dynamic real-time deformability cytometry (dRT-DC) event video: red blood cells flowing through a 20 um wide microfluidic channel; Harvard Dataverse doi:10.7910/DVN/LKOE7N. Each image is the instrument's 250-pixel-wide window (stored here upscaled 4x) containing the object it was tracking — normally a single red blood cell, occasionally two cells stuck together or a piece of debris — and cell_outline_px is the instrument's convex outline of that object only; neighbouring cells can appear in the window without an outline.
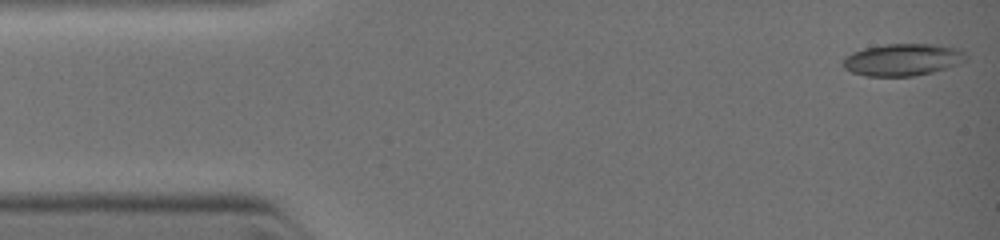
{"species": "common noctule bat (a hibernating species)", "species_latin": "Nyctalus noctula", "temperature_condition": "warm", "stored_images_in_passage": 15, "camera_frame_rate_fps": 3000, "um_per_image_px": 0.085, "animal": {"sex": "female", "body_mass_g": 19.0, "forearm_length_mm": 51.5}, "frame": {"image": 1, "passage_image": 1, "time_ms": 0.0, "image_size_px": [1000, 240], "cell_outline_px": [[968, 60], [932, 72], [912, 76], [864, 76], [852, 72], [844, 68], [840, 64], [840, 60], [844, 56], [852, 52], [864, 48], [888, 44], [928, 44], [960, 48], [968, 56]], "centroid_in_image_um": [76.67, 5.07], "position_along_channel_um": 8.3, "area_um2": 23.12}}
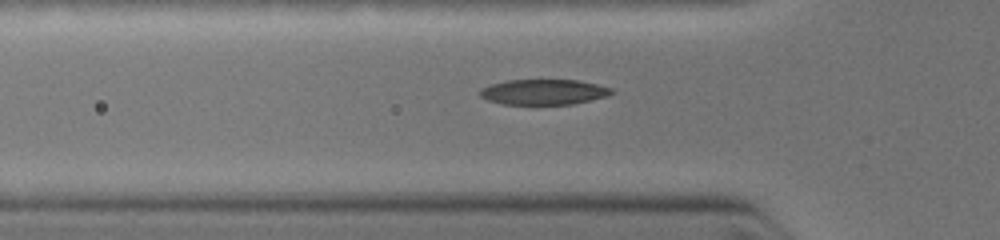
{"frame": {"image": 2, "passage_image": 12, "time_ms": 3.333, "image_size_px": [1000, 240], "cell_outline_px": [[616, 92], [608, 96], [572, 104], [504, 104], [488, 100], [480, 96], [480, 92], [484, 88], [492, 84], [504, 80], [576, 80], [596, 84], [612, 88]], "centroid_in_image_um": [46.26, 7.82], "position_along_channel_um": 79.5, "area_um2": 19.31}}
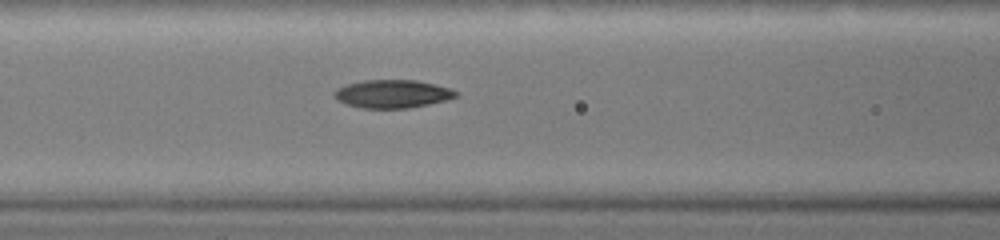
{"frame": {"image": 3, "passage_image": 15, "time_ms": 4.333, "image_size_px": [1000, 240], "cell_outline_px": [[456, 96], [448, 100], [408, 108], [364, 108], [348, 104], [336, 100], [332, 96], [332, 92], [348, 84], [364, 80], [416, 80], [448, 88], [456, 92]], "centroid_in_image_um": [33.32, 7.98], "position_along_channel_um": 133.3, "area_um2": 19.65}}